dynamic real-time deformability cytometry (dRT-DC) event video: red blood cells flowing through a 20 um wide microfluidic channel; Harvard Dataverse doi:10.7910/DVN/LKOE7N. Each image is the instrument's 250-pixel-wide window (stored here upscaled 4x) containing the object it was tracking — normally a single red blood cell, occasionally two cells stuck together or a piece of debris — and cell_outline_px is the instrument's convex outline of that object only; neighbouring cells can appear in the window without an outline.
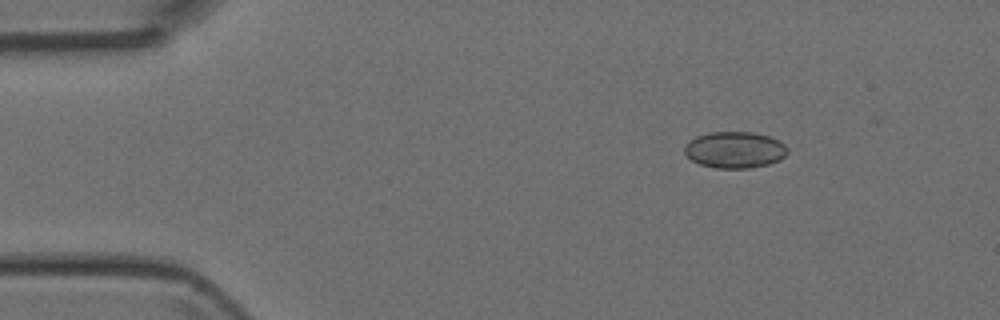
{"species": "Egyptian fruit bat (a non-hibernating species)", "species_latin": "Rousettus aegyptiacus", "temperature_condition": "room temperature", "stored_images_in_passage": 4, "camera_frame_rate_fps": 3000, "um_per_image_px": 0.085, "animal": {"sex": "female"}, "frame": {"image": 1, "passage_image": 1, "time_ms": 0.0, "image_size_px": [1000, 320], "cell_outline_px": [[788, 152], [780, 160], [768, 164], [752, 168], [716, 168], [700, 164], [692, 160], [684, 152], [684, 144], [688, 140], [696, 136], [708, 132], [752, 132], [768, 136], [780, 140], [788, 148]], "centroid_in_image_um": [62.45, 12.73], "position_along_channel_um": 22.6, "area_um2": 22.08}}